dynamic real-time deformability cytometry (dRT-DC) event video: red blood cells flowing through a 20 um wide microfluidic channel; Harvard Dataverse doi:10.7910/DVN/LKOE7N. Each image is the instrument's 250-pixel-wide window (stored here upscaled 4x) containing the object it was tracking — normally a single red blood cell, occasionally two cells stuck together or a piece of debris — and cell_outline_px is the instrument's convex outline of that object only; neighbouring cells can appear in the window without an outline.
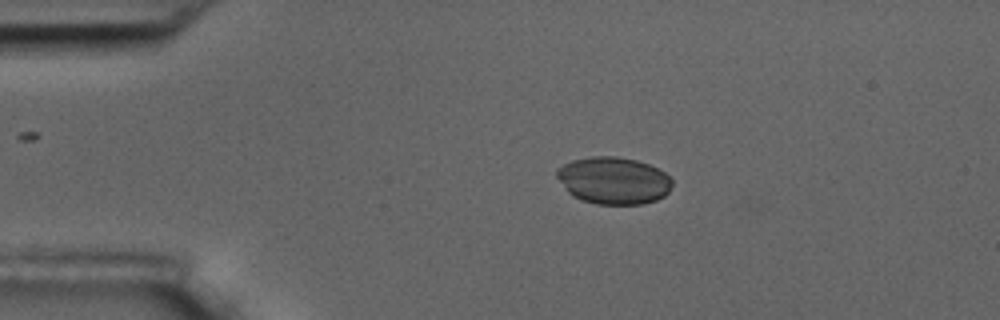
{"species": "common noctule bat (a hibernating species)", "species_latin": "Nyctalus noctula", "temperature_condition": "room temperature", "stored_images_in_passage": 46, "camera_frame_rate_fps": 3000, "um_per_image_px": 0.085, "animal": {"sex": "male", "body_mass_g": 17.5, "forearm_length_mm": 52.3}, "frame": {"image": 1, "passage_image": 1, "time_ms": 0.0, "image_size_px": [1000, 320], "cell_outline_px": [[672, 184], [668, 192], [664, 196], [656, 200], [640, 204], [596, 204], [572, 196], [564, 188], [556, 176], [556, 168], [572, 160], [592, 156], [616, 156], [636, 160], [648, 164], [664, 172], [672, 180]], "centroid_in_image_um": [52.12, 15.34], "position_along_channel_um": 32.9, "area_um2": 31.67}}
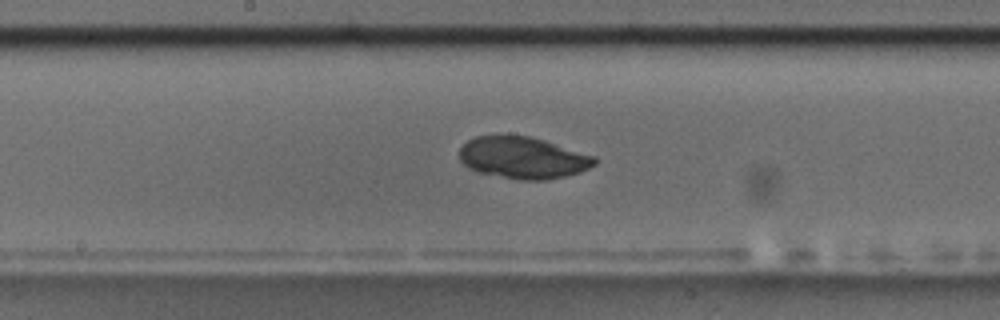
{"frame": {"image": 2, "passage_image": 19, "time_ms": 6.0, "image_size_px": [1000, 320], "cell_outline_px": [[596, 164], [580, 172], [548, 180], [520, 180], [480, 172], [468, 168], [460, 160], [460, 148], [468, 140], [476, 136], [500, 132], [508, 132], [528, 136], [544, 140], [596, 156]], "centroid_in_image_um": [44.43, 13.36], "position_along_channel_um": 203.8, "area_um2": 33.52}}
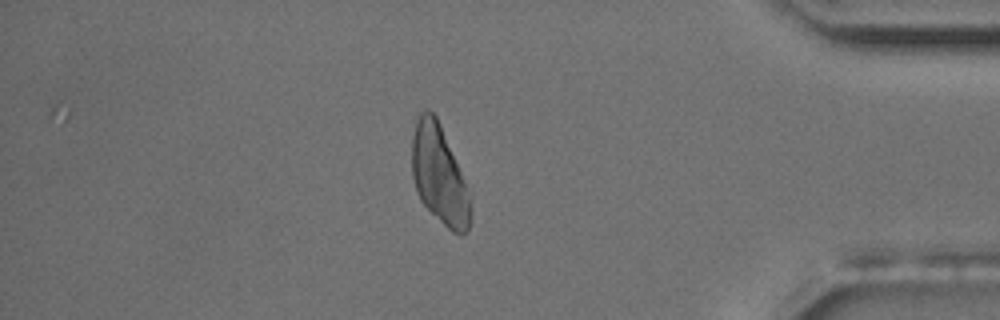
{"frame": {"image": 3, "passage_image": 38, "time_ms": 12.333, "image_size_px": [1000, 320], "cell_outline_px": [[472, 216], [468, 232], [460, 236], [452, 232], [420, 200], [416, 192], [412, 176], [412, 136], [416, 120], [420, 112], [428, 108], [436, 116], [440, 124], [472, 196]], "centroid_in_image_um": [37.37, 14.9], "position_along_channel_um": 397.8, "area_um2": 34.1}}